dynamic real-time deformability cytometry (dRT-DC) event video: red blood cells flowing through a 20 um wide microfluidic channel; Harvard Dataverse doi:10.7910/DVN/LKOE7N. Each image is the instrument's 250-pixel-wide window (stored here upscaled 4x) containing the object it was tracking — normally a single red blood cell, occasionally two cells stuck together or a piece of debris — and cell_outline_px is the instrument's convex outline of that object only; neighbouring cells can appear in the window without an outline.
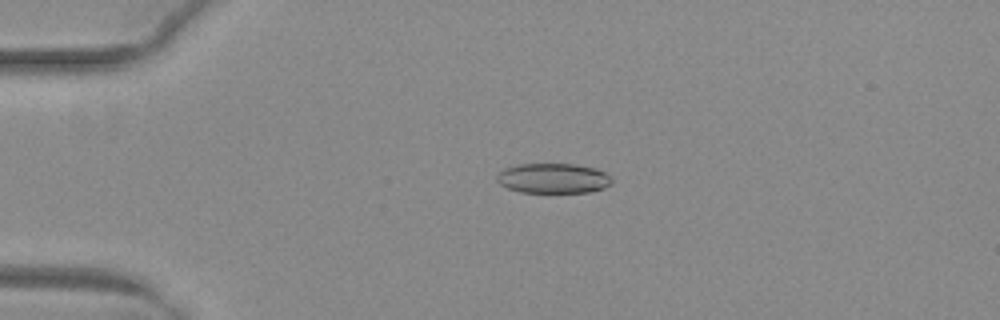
{"species": "common noctule bat (a hibernating species)", "species_latin": "Nyctalus noctula", "temperature_condition": "warm", "stored_images_in_passage": 47, "camera_frame_rate_fps": 3000, "um_per_image_px": 0.085, "animal": {"sex": "female", "body_mass_g": 29.2, "forearm_length_mm": 56.3}, "frame": {"image": 1, "passage_image": 8, "time_ms": 2.333, "image_size_px": [1000, 320], "cell_outline_px": [[612, 184], [604, 188], [592, 192], [520, 192], [508, 188], [500, 184], [496, 180], [496, 176], [504, 168], [520, 164], [576, 164], [596, 168], [604, 172], [612, 180]], "centroid_in_image_um": [47.03, 15.15], "position_along_channel_um": 38.0, "area_um2": 20.11}}
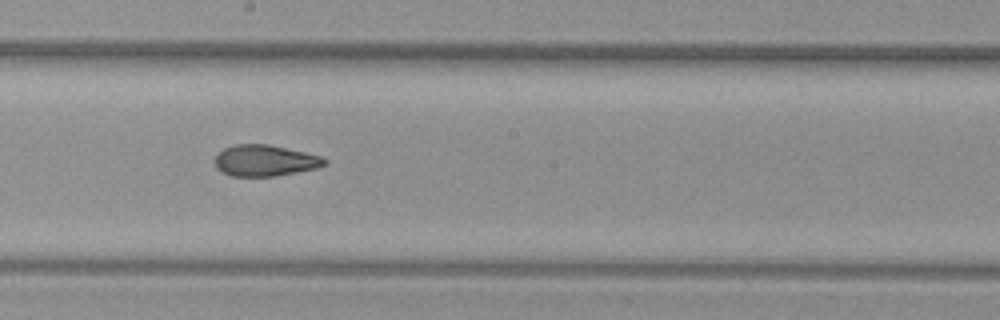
{"frame": {"image": 2, "passage_image": 25, "time_ms": 8.0, "image_size_px": [1000, 320], "cell_outline_px": [[328, 160], [324, 164], [316, 168], [276, 176], [232, 176], [220, 172], [216, 168], [216, 156], [224, 148], [236, 144], [268, 144], [304, 152], [320, 156]], "centroid_in_image_um": [22.49, 13.65], "position_along_channel_um": 225.7, "area_um2": 19.77}}
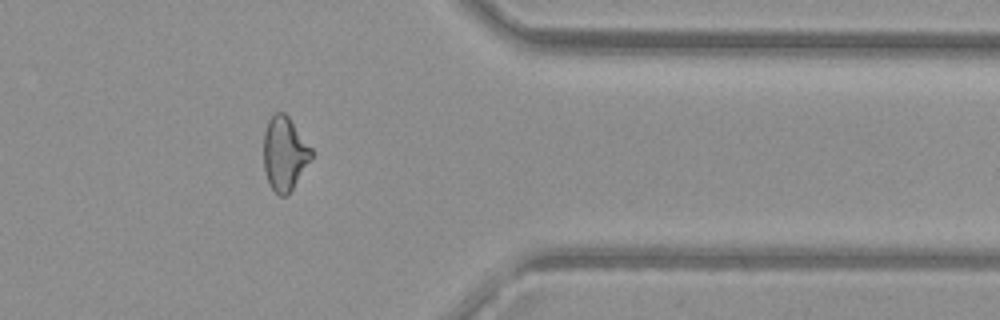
{"frame": {"image": 3, "passage_image": 38, "time_ms": 12.333, "image_size_px": [1000, 320], "cell_outline_px": [[312, 160], [292, 188], [284, 196], [280, 196], [272, 188], [264, 172], [264, 132], [268, 120], [276, 112], [284, 112], [288, 116], [312, 148]], "centroid_in_image_um": [24.19, 13.03], "position_along_channel_um": 387.2, "area_um2": 20.4}, "authors_computed_cell_mechanics": {"area_um2": 21.0392, "velocity_mm_per_s": 4.048, "shape_relaxation_time_tau1_ms": null, "shape_relaxation_time_tau2_ms": 1.5705, "deformation_change_tau1": null, "deformation_change_tau2": 0.0804}}